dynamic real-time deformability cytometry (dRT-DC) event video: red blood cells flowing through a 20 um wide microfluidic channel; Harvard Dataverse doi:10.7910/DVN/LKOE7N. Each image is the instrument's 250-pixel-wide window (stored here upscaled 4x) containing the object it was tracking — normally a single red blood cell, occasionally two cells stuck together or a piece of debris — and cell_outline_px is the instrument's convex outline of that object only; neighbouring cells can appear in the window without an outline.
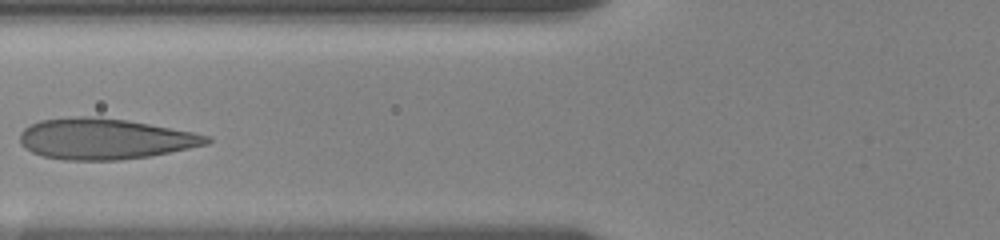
{"species": "human", "species_latin": "Homo sapiens", "temperature_condition": "room temperature", "stored_images_in_passage": 9, "camera_frame_rate_fps": 3000, "um_per_image_px": 0.085, "donor": {"sex": "female"}, "frame": {"image": 1, "passage_image": 6, "time_ms": 4.333, "image_size_px": [1000, 240], "cell_outline_px": [[212, 140], [208, 144], [152, 156], [120, 160], [64, 160], [44, 156], [32, 152], [24, 148], [20, 144], [20, 132], [24, 128], [40, 120], [72, 116], [100, 116], [128, 120], [192, 132], [212, 136]], "centroid_in_image_um": [8.9, 11.8], "position_along_channel_um": 116.9, "area_um2": 44.8}}
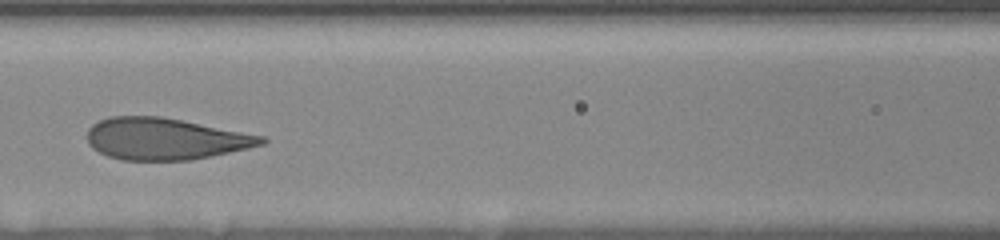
{"frame": {"image": 2, "passage_image": 7, "time_ms": 5.333, "image_size_px": [1000, 240], "cell_outline_px": [[268, 140], [264, 144], [248, 148], [212, 156], [192, 160], [124, 160], [108, 156], [92, 148], [88, 144], [88, 128], [92, 124], [108, 116], [160, 116], [264, 136]], "centroid_in_image_um": [14.02, 11.8], "position_along_channel_um": 152.6, "area_um2": 42.25}}
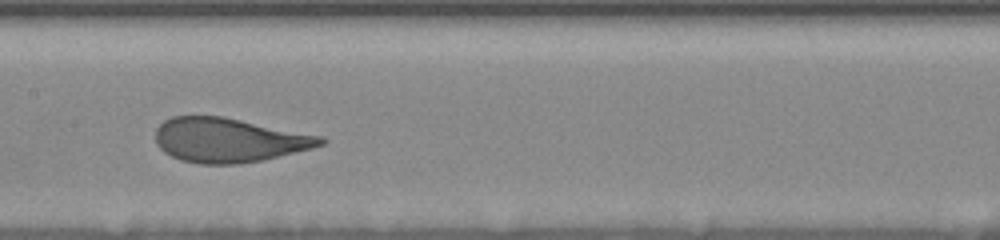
{"frame": {"image": 3, "passage_image": 8, "time_ms": 6.333, "image_size_px": [1000, 240], "cell_outline_px": [[328, 140], [324, 144], [312, 148], [264, 160], [240, 164], [200, 164], [180, 160], [164, 152], [156, 144], [156, 128], [164, 120], [172, 116], [224, 116], [324, 136]], "centroid_in_image_um": [19.48, 11.91], "position_along_channel_um": 187.9, "area_um2": 43.06}}